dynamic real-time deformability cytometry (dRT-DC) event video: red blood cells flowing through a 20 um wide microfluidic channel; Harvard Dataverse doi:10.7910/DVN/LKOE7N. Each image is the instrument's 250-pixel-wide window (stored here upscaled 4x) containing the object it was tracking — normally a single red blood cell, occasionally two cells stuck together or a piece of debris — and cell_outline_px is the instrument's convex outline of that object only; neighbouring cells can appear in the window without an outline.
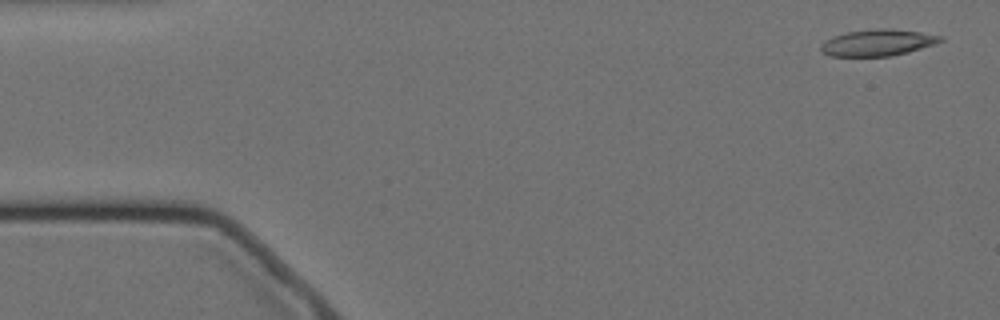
{"species": "Egyptian fruit bat (a non-hibernating species)", "species_latin": "Rousettus aegyptiacus", "temperature_condition": "cold", "stored_images_in_passage": 40, "camera_frame_rate_fps": 3000, "um_per_image_px": 0.085, "animal": {"sex": "female"}, "frame": {"image": 1, "passage_image": 2, "time_ms": 0.333, "image_size_px": [1000, 320], "cell_outline_px": [[944, 40], [908, 52], [888, 56], [828, 56], [820, 52], [820, 44], [832, 36], [844, 32], [880, 28], [892, 28], [920, 32], [944, 36]], "centroid_in_image_um": [74.55, 3.62], "position_along_channel_um": 10.5, "area_um2": 18.55}}
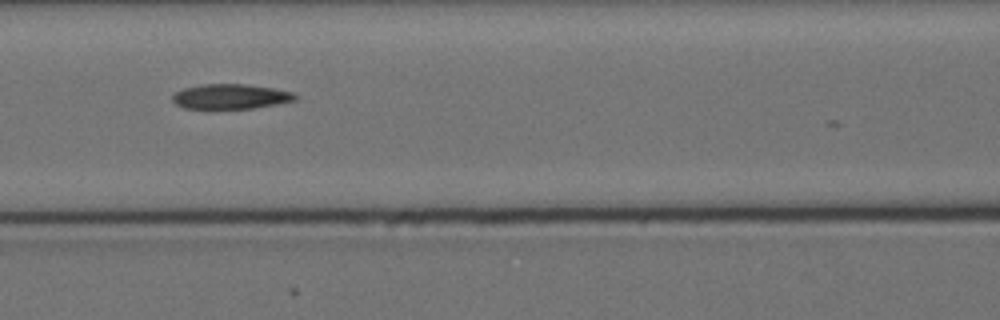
{"frame": {"image": 2, "passage_image": 23, "time_ms": 7.333, "image_size_px": [1000, 320], "cell_outline_px": [[296, 100], [276, 104], [252, 108], [184, 108], [176, 104], [172, 100], [172, 96], [176, 92], [184, 88], [200, 84], [244, 84], [272, 88], [292, 92], [296, 96]], "centroid_in_image_um": [19.57, 8.2], "position_along_channel_um": 147.0, "area_um2": 17.57}}
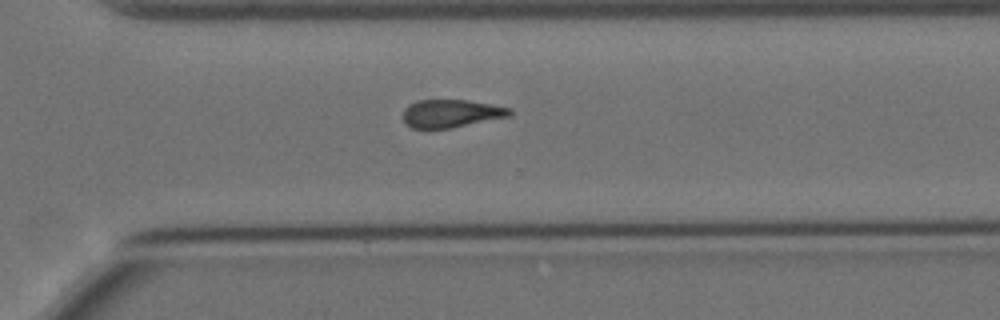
{"frame": {"image": 3, "passage_image": 39, "time_ms": 12.667, "image_size_px": [1000, 320], "cell_outline_px": [[512, 116], [452, 128], [412, 128], [404, 124], [404, 108], [408, 104], [420, 100], [468, 100], [512, 108]], "centroid_in_image_um": [38.37, 9.65], "position_along_channel_um": 332.2, "area_um2": 17.51}}